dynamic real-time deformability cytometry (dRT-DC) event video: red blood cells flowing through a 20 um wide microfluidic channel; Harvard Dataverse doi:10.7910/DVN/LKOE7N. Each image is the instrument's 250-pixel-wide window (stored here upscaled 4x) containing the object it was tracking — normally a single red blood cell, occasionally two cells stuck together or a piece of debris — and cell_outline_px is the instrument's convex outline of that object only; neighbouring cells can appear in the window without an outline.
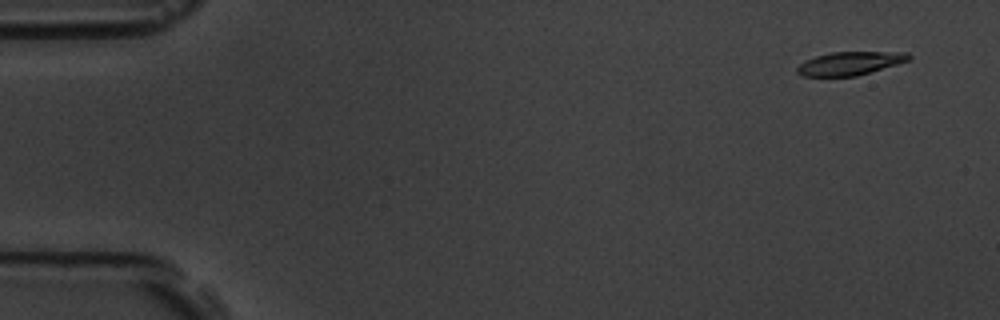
{"species": "common noctule bat (a hibernating species)", "species_latin": "Nyctalus noctula", "temperature_condition": "room temperature", "stored_images_in_passage": 9, "camera_frame_rate_fps": 3000, "um_per_image_px": 0.085, "animal": {"sex": "male", "body_mass_g": 19.5, "forearm_length_mm": 54.6}, "frame": {"image": 1, "passage_image": 2, "time_ms": 1.0, "image_size_px": [1000, 320], "cell_outline_px": [[912, 56], [908, 60], [896, 64], [856, 76], [804, 76], [796, 72], [796, 68], [804, 60], [816, 56], [832, 52], [908, 52]], "centroid_in_image_um": [72.22, 5.38], "position_along_channel_um": 12.8, "area_um2": 15.03}}
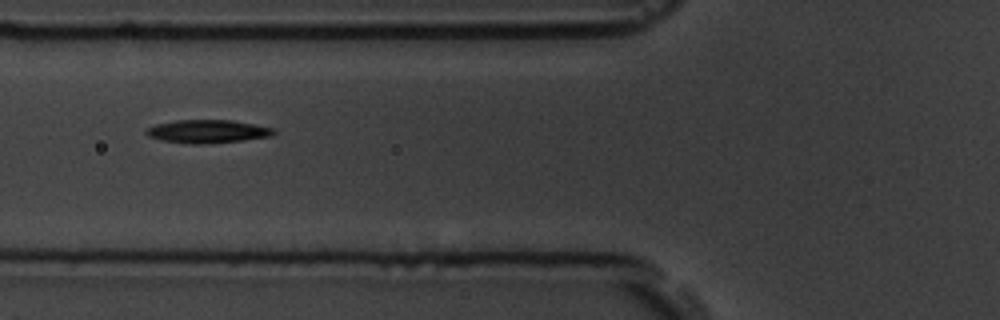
{"frame": {"image": 2, "passage_image": 7, "time_ms": 7.0, "image_size_px": [1000, 320], "cell_outline_px": [[276, 132], [272, 136], [244, 140], [208, 144], [192, 144], [160, 140], [148, 136], [144, 132], [148, 128], [156, 124], [176, 120], [232, 120], [276, 128]], "centroid_in_image_um": [17.67, 11.17], "position_along_channel_um": 108.1, "area_um2": 17.4}}
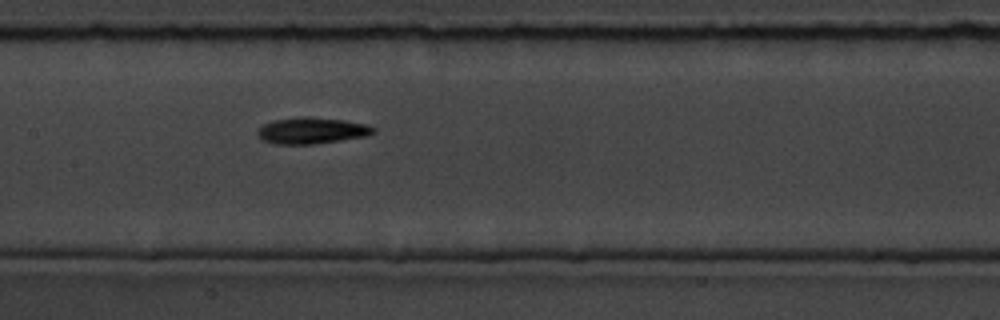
{"frame": {"image": 3, "passage_image": 9, "time_ms": 9.0, "image_size_px": [1000, 320], "cell_outline_px": [[376, 132], [368, 136], [312, 144], [276, 144], [264, 140], [256, 132], [264, 124], [272, 120], [300, 116], [308, 116], [344, 120], [368, 124], [376, 128]], "centroid_in_image_um": [26.55, 11.08], "position_along_channel_um": 180.9, "area_um2": 17.86}}